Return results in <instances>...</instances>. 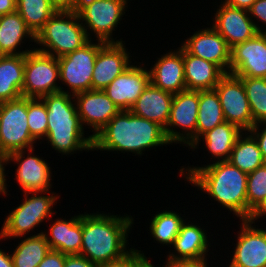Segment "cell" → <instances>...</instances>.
<instances>
[{
    "instance_id": "6da1fadb",
    "label": "cell",
    "mask_w": 266,
    "mask_h": 267,
    "mask_svg": "<svg viewBox=\"0 0 266 267\" xmlns=\"http://www.w3.org/2000/svg\"><path fill=\"white\" fill-rule=\"evenodd\" d=\"M179 177L190 183L201 193L207 194L223 210H228L239 220L247 219L248 174L233 166L229 161H217L207 165L194 164L180 167Z\"/></svg>"
},
{
    "instance_id": "ffe728a7",
    "label": "cell",
    "mask_w": 266,
    "mask_h": 267,
    "mask_svg": "<svg viewBox=\"0 0 266 267\" xmlns=\"http://www.w3.org/2000/svg\"><path fill=\"white\" fill-rule=\"evenodd\" d=\"M187 220L188 219L181 225L180 231L172 247H170L173 250L167 252L168 255L165 259L202 260L207 258L210 254L213 255V252L211 253L210 251V247L212 246L210 236L214 234L209 233V229L206 230L204 228L205 226L203 224L201 225L196 219L194 221Z\"/></svg>"
},
{
    "instance_id": "c3c4849f",
    "label": "cell",
    "mask_w": 266,
    "mask_h": 267,
    "mask_svg": "<svg viewBox=\"0 0 266 267\" xmlns=\"http://www.w3.org/2000/svg\"><path fill=\"white\" fill-rule=\"evenodd\" d=\"M266 218V199L261 203V205L252 213L250 220L255 222H262ZM261 219V221H260Z\"/></svg>"
},
{
    "instance_id": "ee69618b",
    "label": "cell",
    "mask_w": 266,
    "mask_h": 267,
    "mask_svg": "<svg viewBox=\"0 0 266 267\" xmlns=\"http://www.w3.org/2000/svg\"><path fill=\"white\" fill-rule=\"evenodd\" d=\"M58 10H76L81 0H49Z\"/></svg>"
},
{
    "instance_id": "4316f807",
    "label": "cell",
    "mask_w": 266,
    "mask_h": 267,
    "mask_svg": "<svg viewBox=\"0 0 266 267\" xmlns=\"http://www.w3.org/2000/svg\"><path fill=\"white\" fill-rule=\"evenodd\" d=\"M183 62L187 90H213L226 74L218 65L189 54L184 48Z\"/></svg>"
},
{
    "instance_id": "836d02e7",
    "label": "cell",
    "mask_w": 266,
    "mask_h": 267,
    "mask_svg": "<svg viewBox=\"0 0 266 267\" xmlns=\"http://www.w3.org/2000/svg\"><path fill=\"white\" fill-rule=\"evenodd\" d=\"M238 77L244 85L254 125L266 122V78Z\"/></svg>"
},
{
    "instance_id": "60d3db41",
    "label": "cell",
    "mask_w": 266,
    "mask_h": 267,
    "mask_svg": "<svg viewBox=\"0 0 266 267\" xmlns=\"http://www.w3.org/2000/svg\"><path fill=\"white\" fill-rule=\"evenodd\" d=\"M8 166V156L4 153L0 152V195L3 198V195L5 197H7L8 195H10V193L8 194V192H10V190H8L7 187H10V185L8 186L7 184V180H9L8 177V172L6 173V167Z\"/></svg>"
},
{
    "instance_id": "ba28073f",
    "label": "cell",
    "mask_w": 266,
    "mask_h": 267,
    "mask_svg": "<svg viewBox=\"0 0 266 267\" xmlns=\"http://www.w3.org/2000/svg\"><path fill=\"white\" fill-rule=\"evenodd\" d=\"M96 41V42H95ZM105 42L90 40L83 47L58 57L60 92L75 95L92 90L94 63ZM67 87V90L64 87Z\"/></svg>"
},
{
    "instance_id": "603a6c76",
    "label": "cell",
    "mask_w": 266,
    "mask_h": 267,
    "mask_svg": "<svg viewBox=\"0 0 266 267\" xmlns=\"http://www.w3.org/2000/svg\"><path fill=\"white\" fill-rule=\"evenodd\" d=\"M58 217L50 226L44 229L43 234L51 250L59 251L65 255H80L82 245V214L74 215L68 219ZM53 223V224H52Z\"/></svg>"
},
{
    "instance_id": "9a60e30c",
    "label": "cell",
    "mask_w": 266,
    "mask_h": 267,
    "mask_svg": "<svg viewBox=\"0 0 266 267\" xmlns=\"http://www.w3.org/2000/svg\"><path fill=\"white\" fill-rule=\"evenodd\" d=\"M77 112L85 130L90 129L94 138L117 115L120 108L104 90H88L74 95ZM88 128V129H86ZM92 130V131H91Z\"/></svg>"
},
{
    "instance_id": "7a4b0ae2",
    "label": "cell",
    "mask_w": 266,
    "mask_h": 267,
    "mask_svg": "<svg viewBox=\"0 0 266 267\" xmlns=\"http://www.w3.org/2000/svg\"><path fill=\"white\" fill-rule=\"evenodd\" d=\"M166 145L170 143L162 126L129 110H121L93 138L92 150L142 157L145 151Z\"/></svg>"
},
{
    "instance_id": "681fc988",
    "label": "cell",
    "mask_w": 266,
    "mask_h": 267,
    "mask_svg": "<svg viewBox=\"0 0 266 267\" xmlns=\"http://www.w3.org/2000/svg\"><path fill=\"white\" fill-rule=\"evenodd\" d=\"M0 267H14L9 251L0 248Z\"/></svg>"
},
{
    "instance_id": "d6a6232c",
    "label": "cell",
    "mask_w": 266,
    "mask_h": 267,
    "mask_svg": "<svg viewBox=\"0 0 266 267\" xmlns=\"http://www.w3.org/2000/svg\"><path fill=\"white\" fill-rule=\"evenodd\" d=\"M16 11L36 35L57 9L49 0H17Z\"/></svg>"
},
{
    "instance_id": "ab89813d",
    "label": "cell",
    "mask_w": 266,
    "mask_h": 267,
    "mask_svg": "<svg viewBox=\"0 0 266 267\" xmlns=\"http://www.w3.org/2000/svg\"><path fill=\"white\" fill-rule=\"evenodd\" d=\"M99 267H135V245H132L131 250L123 257L100 264Z\"/></svg>"
},
{
    "instance_id": "7c38bea8",
    "label": "cell",
    "mask_w": 266,
    "mask_h": 267,
    "mask_svg": "<svg viewBox=\"0 0 266 267\" xmlns=\"http://www.w3.org/2000/svg\"><path fill=\"white\" fill-rule=\"evenodd\" d=\"M35 147L23 149L8 154V165L17 166L15 179L22 193L43 192L52 190L54 175L49 162L42 156H37Z\"/></svg>"
},
{
    "instance_id": "8d00e7d4",
    "label": "cell",
    "mask_w": 266,
    "mask_h": 267,
    "mask_svg": "<svg viewBox=\"0 0 266 267\" xmlns=\"http://www.w3.org/2000/svg\"><path fill=\"white\" fill-rule=\"evenodd\" d=\"M248 11L257 31L266 33V0H256Z\"/></svg>"
},
{
    "instance_id": "f6af8a7d",
    "label": "cell",
    "mask_w": 266,
    "mask_h": 267,
    "mask_svg": "<svg viewBox=\"0 0 266 267\" xmlns=\"http://www.w3.org/2000/svg\"><path fill=\"white\" fill-rule=\"evenodd\" d=\"M141 250L142 249L138 250L135 248V267H164V263L162 266L160 264H157L159 266L153 265L151 259L148 258V256L146 257V254Z\"/></svg>"
},
{
    "instance_id": "9c48e42d",
    "label": "cell",
    "mask_w": 266,
    "mask_h": 267,
    "mask_svg": "<svg viewBox=\"0 0 266 267\" xmlns=\"http://www.w3.org/2000/svg\"><path fill=\"white\" fill-rule=\"evenodd\" d=\"M27 123V97L0 103V152L6 155L37 146Z\"/></svg>"
},
{
    "instance_id": "7bdbcfd3",
    "label": "cell",
    "mask_w": 266,
    "mask_h": 267,
    "mask_svg": "<svg viewBox=\"0 0 266 267\" xmlns=\"http://www.w3.org/2000/svg\"><path fill=\"white\" fill-rule=\"evenodd\" d=\"M64 267H99V265L92 263L82 255H67Z\"/></svg>"
},
{
    "instance_id": "d6986e66",
    "label": "cell",
    "mask_w": 266,
    "mask_h": 267,
    "mask_svg": "<svg viewBox=\"0 0 266 267\" xmlns=\"http://www.w3.org/2000/svg\"><path fill=\"white\" fill-rule=\"evenodd\" d=\"M230 73L266 78V33L259 32L231 48Z\"/></svg>"
},
{
    "instance_id": "f1b7e54d",
    "label": "cell",
    "mask_w": 266,
    "mask_h": 267,
    "mask_svg": "<svg viewBox=\"0 0 266 267\" xmlns=\"http://www.w3.org/2000/svg\"><path fill=\"white\" fill-rule=\"evenodd\" d=\"M161 210L152 215L149 219V234L153 238L155 244H161L163 247H171L176 239L181 225L188 219L184 214L182 215L179 210ZM180 213V214H179ZM185 215V216H184ZM182 216V217H181ZM185 217V218H184ZM156 240V241H155Z\"/></svg>"
},
{
    "instance_id": "ac0fdd59",
    "label": "cell",
    "mask_w": 266,
    "mask_h": 267,
    "mask_svg": "<svg viewBox=\"0 0 266 267\" xmlns=\"http://www.w3.org/2000/svg\"><path fill=\"white\" fill-rule=\"evenodd\" d=\"M215 8L212 27L226 40L228 46L233 48L259 33L250 18L249 11L221 3Z\"/></svg>"
},
{
    "instance_id": "74e56055",
    "label": "cell",
    "mask_w": 266,
    "mask_h": 267,
    "mask_svg": "<svg viewBox=\"0 0 266 267\" xmlns=\"http://www.w3.org/2000/svg\"><path fill=\"white\" fill-rule=\"evenodd\" d=\"M248 132L255 138L262 157L266 162V122H260L253 125Z\"/></svg>"
},
{
    "instance_id": "5bb4252c",
    "label": "cell",
    "mask_w": 266,
    "mask_h": 267,
    "mask_svg": "<svg viewBox=\"0 0 266 267\" xmlns=\"http://www.w3.org/2000/svg\"><path fill=\"white\" fill-rule=\"evenodd\" d=\"M214 89L218 93L225 121L237 125L242 131L250 130L254 121L242 80L226 73Z\"/></svg>"
},
{
    "instance_id": "5b68a950",
    "label": "cell",
    "mask_w": 266,
    "mask_h": 267,
    "mask_svg": "<svg viewBox=\"0 0 266 267\" xmlns=\"http://www.w3.org/2000/svg\"><path fill=\"white\" fill-rule=\"evenodd\" d=\"M23 194L22 198H24L23 201L21 200V204H18L19 206L15 208L13 207L9 214L6 215V219H4L0 229V242L3 239L4 241L6 239L10 241L12 238L14 240L26 235L43 233L41 229L39 233L34 230L36 227L40 228L44 221L46 223L53 220L52 217H55V214L58 213L56 210L55 212L53 210L54 206L58 203L57 201H60L58 199L61 198V195H58L57 192L54 193V191L48 190Z\"/></svg>"
},
{
    "instance_id": "bcb514c9",
    "label": "cell",
    "mask_w": 266,
    "mask_h": 267,
    "mask_svg": "<svg viewBox=\"0 0 266 267\" xmlns=\"http://www.w3.org/2000/svg\"><path fill=\"white\" fill-rule=\"evenodd\" d=\"M17 0H0V16L16 12Z\"/></svg>"
},
{
    "instance_id": "7dc6e473",
    "label": "cell",
    "mask_w": 266,
    "mask_h": 267,
    "mask_svg": "<svg viewBox=\"0 0 266 267\" xmlns=\"http://www.w3.org/2000/svg\"><path fill=\"white\" fill-rule=\"evenodd\" d=\"M256 0H223L222 2L239 9L249 10Z\"/></svg>"
},
{
    "instance_id": "52a82bcc",
    "label": "cell",
    "mask_w": 266,
    "mask_h": 267,
    "mask_svg": "<svg viewBox=\"0 0 266 267\" xmlns=\"http://www.w3.org/2000/svg\"><path fill=\"white\" fill-rule=\"evenodd\" d=\"M130 1L132 0H81L75 11L90 40L121 43L125 42L123 38L113 36L122 23V17L129 11Z\"/></svg>"
},
{
    "instance_id": "1f68e13d",
    "label": "cell",
    "mask_w": 266,
    "mask_h": 267,
    "mask_svg": "<svg viewBox=\"0 0 266 267\" xmlns=\"http://www.w3.org/2000/svg\"><path fill=\"white\" fill-rule=\"evenodd\" d=\"M225 122L218 93L213 90H199L196 140L205 132Z\"/></svg>"
},
{
    "instance_id": "cb8c5ba5",
    "label": "cell",
    "mask_w": 266,
    "mask_h": 267,
    "mask_svg": "<svg viewBox=\"0 0 266 267\" xmlns=\"http://www.w3.org/2000/svg\"><path fill=\"white\" fill-rule=\"evenodd\" d=\"M27 41H29L28 44L32 42L30 45L33 47L23 49V43L26 45ZM33 42L35 43V35L17 11L0 16V53L2 55L27 54L35 49Z\"/></svg>"
},
{
    "instance_id": "277c9868",
    "label": "cell",
    "mask_w": 266,
    "mask_h": 267,
    "mask_svg": "<svg viewBox=\"0 0 266 267\" xmlns=\"http://www.w3.org/2000/svg\"><path fill=\"white\" fill-rule=\"evenodd\" d=\"M41 99L47 107L48 126L44 140L54 152L62 156L79 154L83 150L92 152L93 138L82 126L74 95L57 92Z\"/></svg>"
},
{
    "instance_id": "b9f144b4",
    "label": "cell",
    "mask_w": 266,
    "mask_h": 267,
    "mask_svg": "<svg viewBox=\"0 0 266 267\" xmlns=\"http://www.w3.org/2000/svg\"><path fill=\"white\" fill-rule=\"evenodd\" d=\"M208 258L202 260H172L165 259L164 267H209Z\"/></svg>"
},
{
    "instance_id": "3957f363",
    "label": "cell",
    "mask_w": 266,
    "mask_h": 267,
    "mask_svg": "<svg viewBox=\"0 0 266 267\" xmlns=\"http://www.w3.org/2000/svg\"><path fill=\"white\" fill-rule=\"evenodd\" d=\"M135 216L114 215L104 211L82 213V245L80 255L97 265L117 260L129 249V234ZM129 233V234H128Z\"/></svg>"
},
{
    "instance_id": "7402d4cb",
    "label": "cell",
    "mask_w": 266,
    "mask_h": 267,
    "mask_svg": "<svg viewBox=\"0 0 266 267\" xmlns=\"http://www.w3.org/2000/svg\"><path fill=\"white\" fill-rule=\"evenodd\" d=\"M163 53L149 69L150 82L159 89L177 94L186 90L184 77L183 47Z\"/></svg>"
},
{
    "instance_id": "8fae6325",
    "label": "cell",
    "mask_w": 266,
    "mask_h": 267,
    "mask_svg": "<svg viewBox=\"0 0 266 267\" xmlns=\"http://www.w3.org/2000/svg\"><path fill=\"white\" fill-rule=\"evenodd\" d=\"M58 59L36 49L25 54L22 96L42 98L60 92Z\"/></svg>"
},
{
    "instance_id": "d4e9b609",
    "label": "cell",
    "mask_w": 266,
    "mask_h": 267,
    "mask_svg": "<svg viewBox=\"0 0 266 267\" xmlns=\"http://www.w3.org/2000/svg\"><path fill=\"white\" fill-rule=\"evenodd\" d=\"M173 97V94L163 91L149 82L129 111L139 117L154 121L165 129Z\"/></svg>"
},
{
    "instance_id": "30bf717a",
    "label": "cell",
    "mask_w": 266,
    "mask_h": 267,
    "mask_svg": "<svg viewBox=\"0 0 266 267\" xmlns=\"http://www.w3.org/2000/svg\"><path fill=\"white\" fill-rule=\"evenodd\" d=\"M198 107L199 90L186 89L174 94L169 120L164 129L171 145L182 144L180 146L189 148L196 141Z\"/></svg>"
},
{
    "instance_id": "e575fe53",
    "label": "cell",
    "mask_w": 266,
    "mask_h": 267,
    "mask_svg": "<svg viewBox=\"0 0 266 267\" xmlns=\"http://www.w3.org/2000/svg\"><path fill=\"white\" fill-rule=\"evenodd\" d=\"M27 123L31 137L43 141L47 134V107L40 98L27 97Z\"/></svg>"
},
{
    "instance_id": "4fadbf2b",
    "label": "cell",
    "mask_w": 266,
    "mask_h": 267,
    "mask_svg": "<svg viewBox=\"0 0 266 267\" xmlns=\"http://www.w3.org/2000/svg\"><path fill=\"white\" fill-rule=\"evenodd\" d=\"M238 223L241 226L234 236L237 240L235 239L232 254L229 253L231 256L226 266L266 267V227L263 228V222L260 228V224L255 225L256 223L250 219H243Z\"/></svg>"
},
{
    "instance_id": "44dd1931",
    "label": "cell",
    "mask_w": 266,
    "mask_h": 267,
    "mask_svg": "<svg viewBox=\"0 0 266 267\" xmlns=\"http://www.w3.org/2000/svg\"><path fill=\"white\" fill-rule=\"evenodd\" d=\"M125 44L105 43L99 49L94 63L92 90H104L135 61Z\"/></svg>"
},
{
    "instance_id": "2e32d148",
    "label": "cell",
    "mask_w": 266,
    "mask_h": 267,
    "mask_svg": "<svg viewBox=\"0 0 266 267\" xmlns=\"http://www.w3.org/2000/svg\"><path fill=\"white\" fill-rule=\"evenodd\" d=\"M184 40L181 41V46L189 54L210 61L225 73H230L231 48L211 24L200 30L197 28V31Z\"/></svg>"
},
{
    "instance_id": "484cf974",
    "label": "cell",
    "mask_w": 266,
    "mask_h": 267,
    "mask_svg": "<svg viewBox=\"0 0 266 267\" xmlns=\"http://www.w3.org/2000/svg\"><path fill=\"white\" fill-rule=\"evenodd\" d=\"M242 132L237 125L225 121L212 130L203 133L188 149L189 151L199 149V144L203 141V146H205L208 156L212 159L210 163L228 161L236 139Z\"/></svg>"
},
{
    "instance_id": "d590c367",
    "label": "cell",
    "mask_w": 266,
    "mask_h": 267,
    "mask_svg": "<svg viewBox=\"0 0 266 267\" xmlns=\"http://www.w3.org/2000/svg\"><path fill=\"white\" fill-rule=\"evenodd\" d=\"M247 219L266 199V163L248 174L247 179Z\"/></svg>"
},
{
    "instance_id": "e0dca14e",
    "label": "cell",
    "mask_w": 266,
    "mask_h": 267,
    "mask_svg": "<svg viewBox=\"0 0 266 267\" xmlns=\"http://www.w3.org/2000/svg\"><path fill=\"white\" fill-rule=\"evenodd\" d=\"M149 82V68L143 60L138 63L134 61L104 89V92L120 110H130Z\"/></svg>"
},
{
    "instance_id": "f546056e",
    "label": "cell",
    "mask_w": 266,
    "mask_h": 267,
    "mask_svg": "<svg viewBox=\"0 0 266 267\" xmlns=\"http://www.w3.org/2000/svg\"><path fill=\"white\" fill-rule=\"evenodd\" d=\"M15 239L20 241L14 247L13 252H10L14 267H38L51 250L43 233Z\"/></svg>"
},
{
    "instance_id": "4dcf8cb0",
    "label": "cell",
    "mask_w": 266,
    "mask_h": 267,
    "mask_svg": "<svg viewBox=\"0 0 266 267\" xmlns=\"http://www.w3.org/2000/svg\"><path fill=\"white\" fill-rule=\"evenodd\" d=\"M228 161L247 174L266 163L255 138L248 131L238 136Z\"/></svg>"
},
{
    "instance_id": "83f0119b",
    "label": "cell",
    "mask_w": 266,
    "mask_h": 267,
    "mask_svg": "<svg viewBox=\"0 0 266 267\" xmlns=\"http://www.w3.org/2000/svg\"><path fill=\"white\" fill-rule=\"evenodd\" d=\"M25 54L0 56V103L22 96Z\"/></svg>"
},
{
    "instance_id": "f35d334b",
    "label": "cell",
    "mask_w": 266,
    "mask_h": 267,
    "mask_svg": "<svg viewBox=\"0 0 266 267\" xmlns=\"http://www.w3.org/2000/svg\"><path fill=\"white\" fill-rule=\"evenodd\" d=\"M66 256L59 251L50 250L38 267H64Z\"/></svg>"
},
{
    "instance_id": "8992f818",
    "label": "cell",
    "mask_w": 266,
    "mask_h": 267,
    "mask_svg": "<svg viewBox=\"0 0 266 267\" xmlns=\"http://www.w3.org/2000/svg\"><path fill=\"white\" fill-rule=\"evenodd\" d=\"M89 41L77 12L58 10L35 35V49L58 58L83 47Z\"/></svg>"
}]
</instances>
